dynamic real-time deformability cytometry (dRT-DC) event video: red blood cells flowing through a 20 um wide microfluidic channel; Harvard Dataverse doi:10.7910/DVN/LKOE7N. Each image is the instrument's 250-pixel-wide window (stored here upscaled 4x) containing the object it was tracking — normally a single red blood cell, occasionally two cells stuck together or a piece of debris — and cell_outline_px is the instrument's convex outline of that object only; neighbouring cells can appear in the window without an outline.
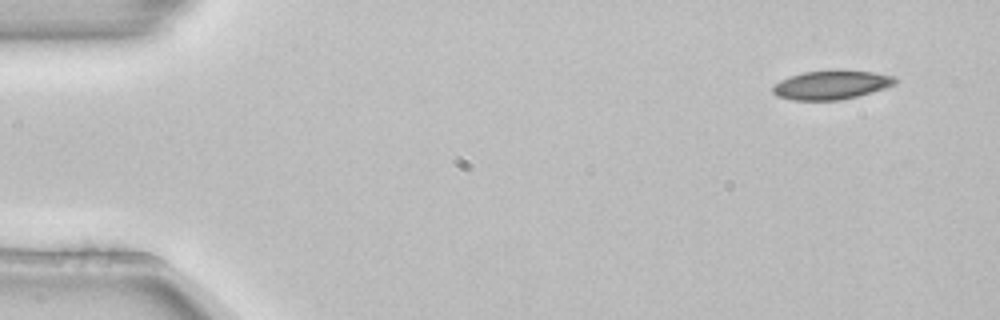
{"species": "common noctule bat (a hibernating species)", "species_latin": "Nyctalus noctula", "temperature_condition": "room temperature", "stored_images_in_passage": 4, "camera_frame_rate_fps": 3000, "um_per_image_px": 0.085, "animal": {"sex": "female", "body_mass_g": 22.7, "forearm_length_mm": 54.2}, "frame": {"image": 1, "passage_image": 1, "time_ms": 0.0, "image_size_px": [1000, 320], "cell_outline_px": [[900, 80], [896, 84], [872, 92], [840, 100], [792, 100], [776, 96], [772, 92], [772, 84], [788, 76], [804, 72], [832, 68], [836, 68], [872, 72], [896, 76]], "centroid_in_image_um": [70.66, 7.18], "position_along_channel_um": 14.3, "area_um2": 21.33}}
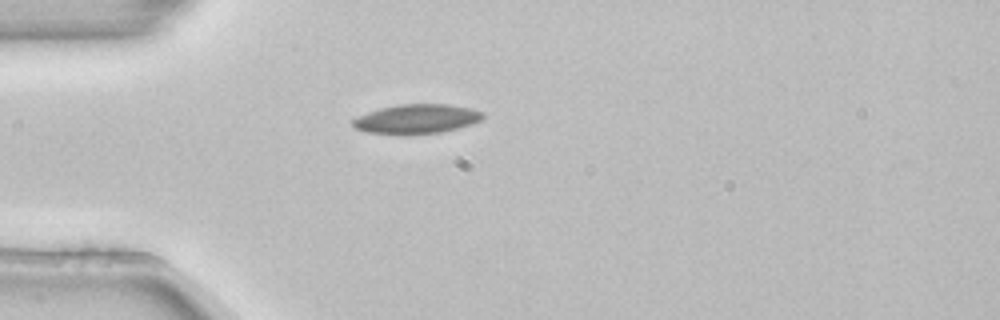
{"frame": {"image": 2, "passage_image": 4, "time_ms": 1.0, "image_size_px": [1000, 320], "cell_outline_px": [[484, 116], [480, 120], [472, 124], [440, 132], [368, 132], [356, 128], [352, 124], [352, 120], [356, 116], [380, 108], [400, 104], [448, 104], [472, 108], [484, 112]], "centroid_in_image_um": [35.46, 10.06], "position_along_channel_um": 49.5, "area_um2": 21.5}}